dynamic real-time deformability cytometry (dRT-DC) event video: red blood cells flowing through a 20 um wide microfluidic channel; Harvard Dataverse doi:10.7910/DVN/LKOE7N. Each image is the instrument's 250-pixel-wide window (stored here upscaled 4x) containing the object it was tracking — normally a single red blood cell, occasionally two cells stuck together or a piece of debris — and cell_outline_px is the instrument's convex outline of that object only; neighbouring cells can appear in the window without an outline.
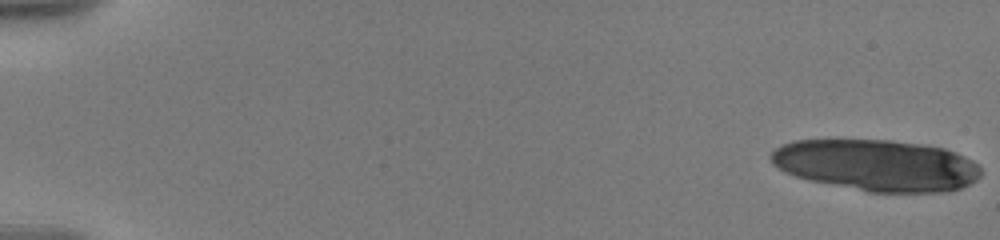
{"species": "human", "species_latin": "Homo sapiens", "temperature_condition": "warm", "stored_images_in_passage": 5, "camera_frame_rate_fps": 3000, "um_per_image_px": 0.085, "donor": {"sex": "male"}, "frame": {"image": 1, "passage_image": 1, "time_ms": 0.0, "image_size_px": [1000, 240], "cell_outline_px": [[980, 176], [976, 180], [960, 188], [948, 192], [868, 192], [812, 180], [796, 176], [784, 172], [772, 164], [768, 156], [780, 144], [796, 140], [892, 140], [920, 144], [944, 148], [956, 152], [972, 160], [980, 168]], "centroid_in_image_um": [74.5, 14.04], "position_along_channel_um": 10.5, "area_um2": 62.89}}